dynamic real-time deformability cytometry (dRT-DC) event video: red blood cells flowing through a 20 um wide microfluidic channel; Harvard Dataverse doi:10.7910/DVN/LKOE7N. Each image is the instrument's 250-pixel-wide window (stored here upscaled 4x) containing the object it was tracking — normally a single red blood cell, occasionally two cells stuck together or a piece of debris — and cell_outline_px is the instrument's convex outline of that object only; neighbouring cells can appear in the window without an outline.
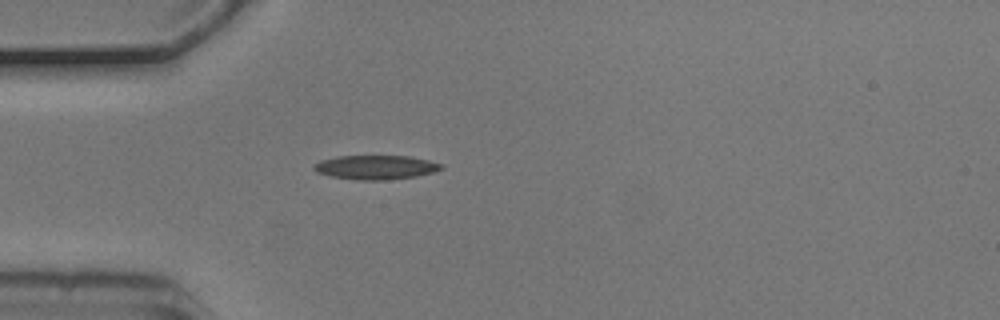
{"species": "common noctule bat (a hibernating species)", "species_latin": "Nyctalus noctula", "temperature_condition": "cold", "stored_images_in_passage": 1, "camera_frame_rate_fps": 3000, "um_per_image_px": 0.085, "animal": {"sex": "male", "body_mass_g": 20.5, "forearm_length_mm": 52.5}, "frame": {"image": 1, "passage_image": 1, "time_ms": 0.0, "image_size_px": [1000, 320], "cell_outline_px": [[444, 168], [432, 172], [416, 176], [384, 180], [360, 180], [332, 176], [316, 172], [312, 168], [312, 164], [320, 160], [336, 156], [408, 156], [428, 160], [444, 164]], "centroid_in_image_um": [31.91, 14.21], "position_along_channel_um": 53.1, "area_um2": 17.92}}